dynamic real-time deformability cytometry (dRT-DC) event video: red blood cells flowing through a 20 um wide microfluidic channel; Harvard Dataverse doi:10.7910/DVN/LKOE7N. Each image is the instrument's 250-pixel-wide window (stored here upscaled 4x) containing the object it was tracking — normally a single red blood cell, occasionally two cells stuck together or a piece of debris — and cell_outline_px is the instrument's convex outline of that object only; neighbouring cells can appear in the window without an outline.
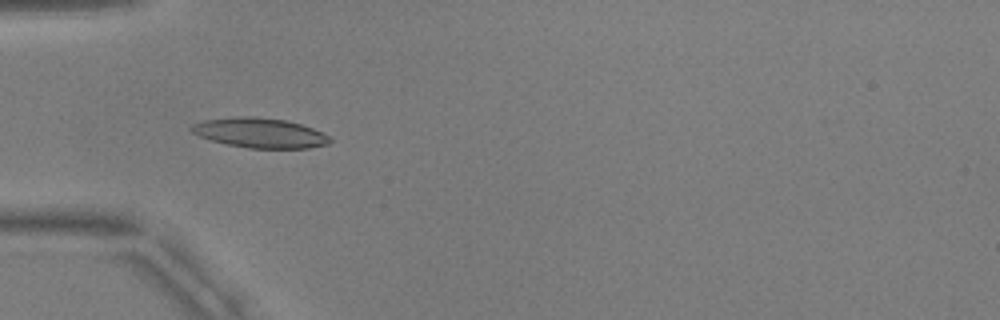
{"species": "common noctule bat (a hibernating species)", "species_latin": "Nyctalus noctula", "temperature_condition": "warm", "stored_images_in_passage": 55, "camera_frame_rate_fps": 3000, "um_per_image_px": 0.085, "animal": {"sex": "male", "body_mass_g": 17.9, "forearm_length_mm": 54.2}, "frame": {"image": 1, "passage_image": 18, "time_ms": 5.667, "image_size_px": [1000, 320], "cell_outline_px": [[332, 140], [328, 144], [308, 148], [248, 148], [228, 144], [212, 140], [200, 136], [192, 132], [188, 128], [192, 124], [204, 120], [236, 116], [252, 116], [288, 120], [312, 128], [328, 136]], "centroid_in_image_um": [22.07, 11.28], "position_along_channel_um": 62.9, "area_um2": 23.99}}
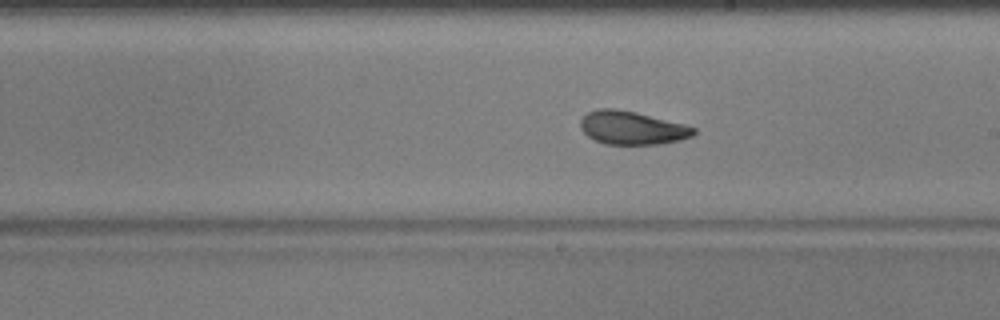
{"frame": {"image": 2, "passage_image": 32, "time_ms": 10.333, "image_size_px": [1000, 320], "cell_outline_px": [[696, 132], [692, 136], [680, 140], [660, 144], [604, 144], [588, 136], [580, 128], [580, 120], [588, 112], [600, 108], [612, 108], [636, 112], [684, 124], [696, 128]], "centroid_in_image_um": [53.72, 10.87], "position_along_channel_um": 235.3, "area_um2": 21.91}}
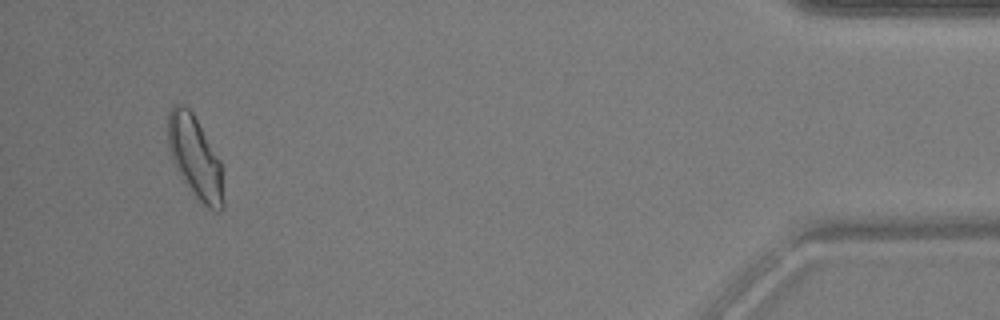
{"frame": {"image": 3, "passage_image": 52, "time_ms": 17.0, "image_size_px": [1000, 320], "cell_outline_px": [[224, 208], [220, 212], [216, 212], [208, 208], [192, 192], [184, 180], [172, 160], [168, 144], [168, 112], [172, 104], [180, 104], [188, 108], [192, 112], [220, 160], [224, 200]], "centroid_in_image_um": [16.59, 13.38], "position_along_channel_um": 418.6, "area_um2": 26.18}, "authors_computed_cell_mechanics": {"area_um2": 22.1952, "velocity_mm_per_s": 3.7431, "shape_relaxation_time_tau1_ms": 6.6243, "shape_relaxation_time_tau2_ms": 2.2975, "deformation_change_tau1": 0.1998, "deformation_change_tau2": 0.0827}}